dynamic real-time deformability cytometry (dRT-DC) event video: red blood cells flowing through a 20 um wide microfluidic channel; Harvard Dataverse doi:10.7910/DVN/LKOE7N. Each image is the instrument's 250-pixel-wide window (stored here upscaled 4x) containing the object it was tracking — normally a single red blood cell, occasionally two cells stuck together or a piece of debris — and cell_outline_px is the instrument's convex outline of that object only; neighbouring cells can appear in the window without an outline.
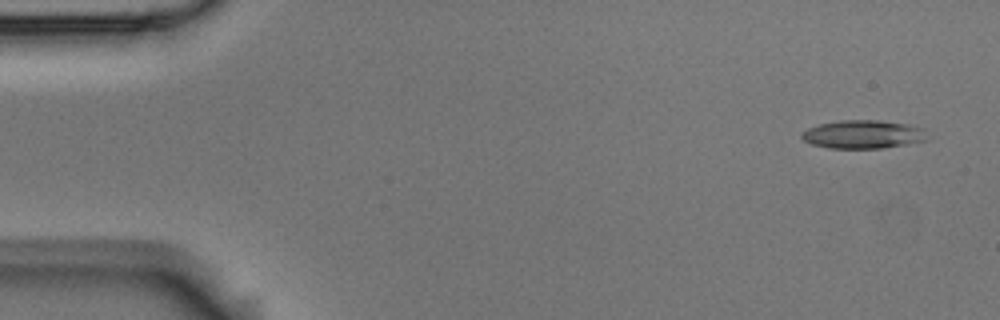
{"species": "Egyptian fruit bat (a non-hibernating species)", "species_latin": "Rousettus aegyptiacus", "temperature_condition": "room temperature", "stored_images_in_passage": 4, "camera_frame_rate_fps": 3000, "um_per_image_px": 0.085, "animal": {"sex": "male"}, "frame": {"image": 1, "passage_image": 1, "time_ms": 0.0, "image_size_px": [1000, 320], "cell_outline_px": [[928, 140], [880, 148], [828, 148], [812, 144], [804, 140], [800, 136], [800, 132], [808, 128], [820, 124], [840, 120], [880, 120], [908, 124], [924, 128]], "centroid_in_image_um": [73.35, 11.41], "position_along_channel_um": 11.7, "area_um2": 20.75}}
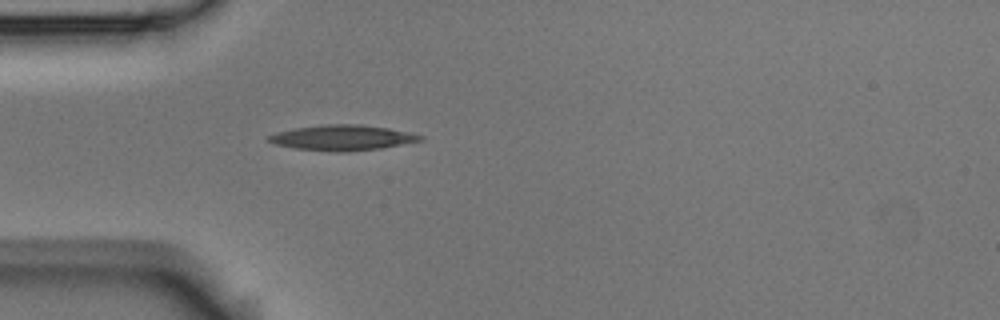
{"frame": {"image": 2, "passage_image": 4, "time_ms": 1.0, "image_size_px": [1000, 320], "cell_outline_px": [[424, 140], [380, 148], [348, 152], [336, 152], [296, 148], [276, 144], [268, 140], [268, 136], [276, 132], [296, 128], [324, 124], [360, 124], [388, 128], [424, 136]], "centroid_in_image_um": [29.11, 11.7], "position_along_channel_um": 55.9, "area_um2": 22.2}}